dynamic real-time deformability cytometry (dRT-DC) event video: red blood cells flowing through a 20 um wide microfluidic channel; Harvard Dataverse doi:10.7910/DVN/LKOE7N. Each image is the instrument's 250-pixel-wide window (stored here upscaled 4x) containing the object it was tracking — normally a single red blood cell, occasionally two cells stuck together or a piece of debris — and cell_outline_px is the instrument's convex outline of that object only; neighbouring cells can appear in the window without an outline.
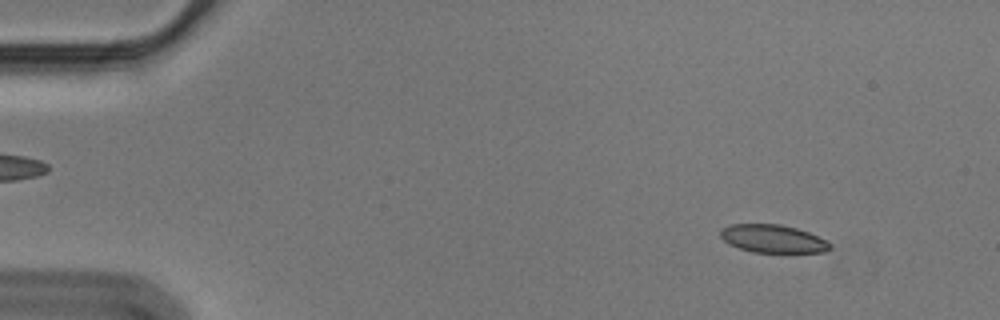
{"species": "Egyptian fruit bat (a non-hibernating species)", "species_latin": "Rousettus aegyptiacus", "temperature_condition": "cold", "stored_images_in_passage": 56, "camera_frame_rate_fps": 3000, "um_per_image_px": 0.085, "animal": {"sex": "male"}, "frame": {"image": 1, "passage_image": 6, "time_ms": 1.667, "image_size_px": [1000, 320], "cell_outline_px": [[832, 248], [824, 252], [752, 252], [728, 244], [720, 236], [720, 228], [728, 224], [780, 224], [796, 228], [808, 232], [832, 244]], "centroid_in_image_um": [65.65, 20.28], "position_along_channel_um": 19.3, "area_um2": 17.86}}
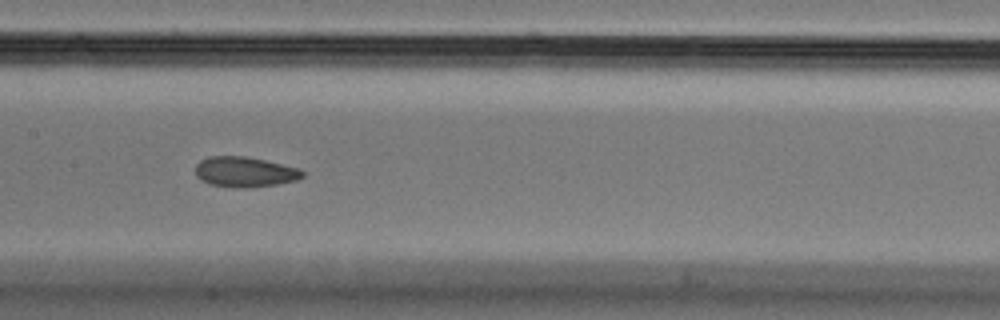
{"frame": {"image": 2, "passage_image": 28, "time_ms": 9.0, "image_size_px": [1000, 320], "cell_outline_px": [[304, 176], [296, 180], [276, 184], [248, 188], [232, 188], [208, 184], [200, 180], [196, 176], [196, 164], [200, 160], [208, 156], [244, 156], [264, 160], [296, 168], [304, 172]], "centroid_in_image_um": [20.74, 14.62], "position_along_channel_um": 186.7, "area_um2": 18.9}}
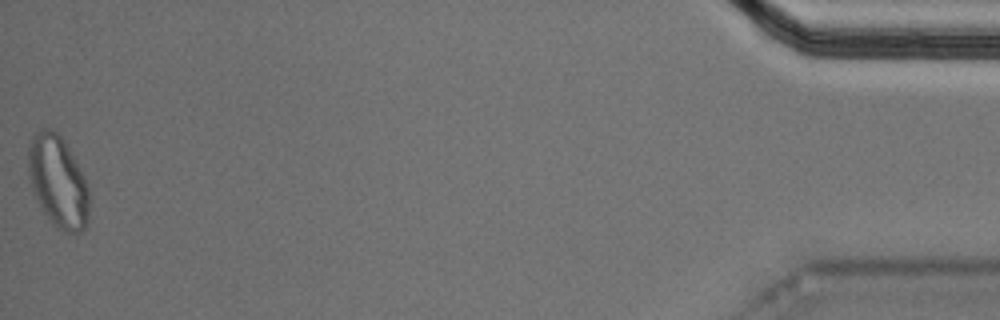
{"frame": {"image": 3, "passage_image": 56, "time_ms": 18.333, "image_size_px": [1000, 320], "cell_outline_px": [[88, 220], [84, 228], [80, 232], [68, 232], [56, 228], [52, 224], [44, 212], [32, 188], [28, 176], [28, 148], [32, 136], [36, 132], [44, 128], [48, 128], [56, 132], [64, 140], [84, 176], [88, 188]], "centroid_in_image_um": [4.92, 15.43], "position_along_channel_um": 430.3, "area_um2": 32.25}, "authors_computed_cell_mechanics": {"area_um2": 19.3052, "velocity_mm_per_s": 3.5726, "shape_relaxation_time_tau1_ms": null, "shape_relaxation_time_tau2_ms": 2.0638, "deformation_change_tau1": null, "deformation_change_tau2": 0.0681}}